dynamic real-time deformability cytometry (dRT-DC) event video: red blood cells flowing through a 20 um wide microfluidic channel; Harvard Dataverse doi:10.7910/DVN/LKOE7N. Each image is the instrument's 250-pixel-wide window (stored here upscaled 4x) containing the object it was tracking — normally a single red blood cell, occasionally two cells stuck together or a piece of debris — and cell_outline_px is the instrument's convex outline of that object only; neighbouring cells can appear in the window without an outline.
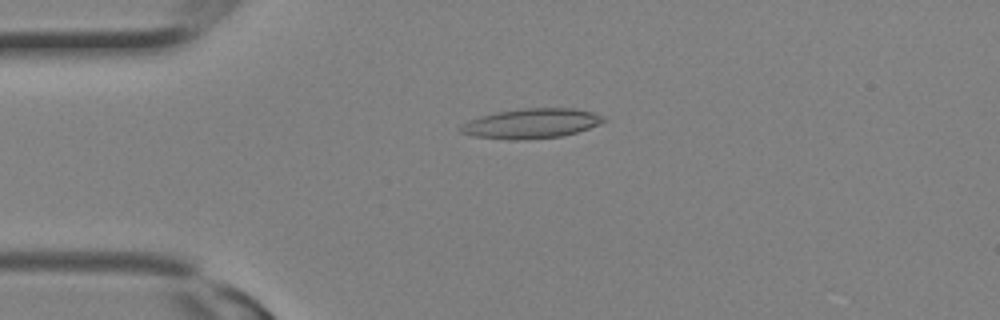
{"species": "Egyptian fruit bat (a non-hibernating species)", "species_latin": "Rousettus aegyptiacus", "temperature_condition": "room temperature", "stored_images_in_passage": 14, "camera_frame_rate_fps": 3000, "um_per_image_px": 0.085, "animal": {"sex": "female"}, "frame": {"image": 1, "passage_image": 7, "time_ms": 2.0, "image_size_px": [1000, 320], "cell_outline_px": [[608, 120], [600, 124], [576, 132], [560, 136], [524, 140], [512, 140], [472, 136], [460, 132], [456, 128], [460, 124], [468, 120], [480, 116], [500, 112], [524, 108], [576, 108], [592, 112], [604, 116]], "centroid_in_image_um": [45.14, 10.5], "position_along_channel_um": 39.9, "area_um2": 24.97}}
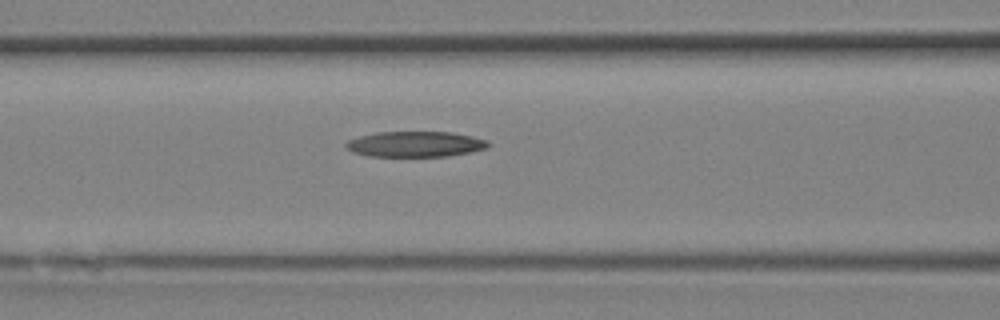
{"frame": {"image": 2, "passage_image": 12, "time_ms": 3.667, "image_size_px": [1000, 320], "cell_outline_px": [[488, 148], [448, 156], [368, 156], [352, 152], [344, 148], [344, 144], [348, 140], [360, 136], [376, 132], [452, 132], [472, 136], [488, 140]], "centroid_in_image_um": [35.26, 12.25], "position_along_channel_um": 131.3, "area_um2": 21.21}}
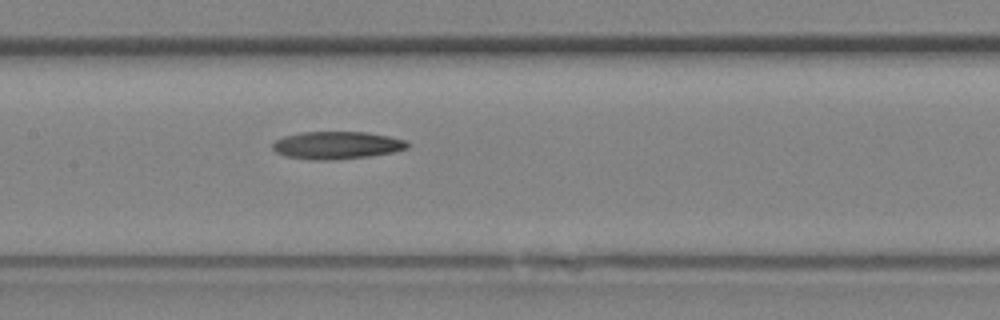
{"frame": {"image": 3, "passage_image": 14, "time_ms": 4.333, "image_size_px": [1000, 320], "cell_outline_px": [[412, 144], [408, 148], [392, 152], [368, 156], [332, 160], [312, 160], [284, 156], [276, 152], [272, 148], [272, 144], [276, 140], [284, 136], [300, 132], [368, 132], [408, 140]], "centroid_in_image_um": [28.64, 12.34], "position_along_channel_um": 178.8, "area_um2": 21.85}}